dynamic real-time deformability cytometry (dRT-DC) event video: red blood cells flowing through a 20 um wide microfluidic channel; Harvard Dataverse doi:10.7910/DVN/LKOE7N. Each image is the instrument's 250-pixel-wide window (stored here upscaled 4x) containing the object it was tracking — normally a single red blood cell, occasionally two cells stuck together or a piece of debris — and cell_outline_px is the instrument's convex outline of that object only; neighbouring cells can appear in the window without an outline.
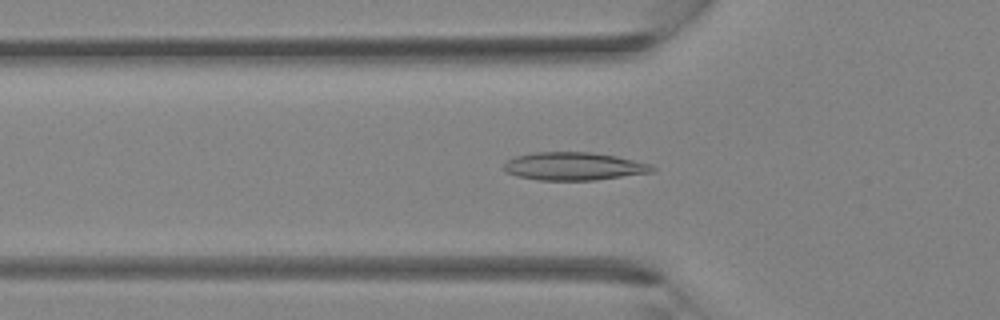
{"species": "Egyptian fruit bat (a non-hibernating species)", "species_latin": "Rousettus aegyptiacus", "temperature_condition": "room temperature", "stored_images_in_passage": 32, "camera_frame_rate_fps": 3000, "um_per_image_px": 0.085, "animal": {"sex": "female"}, "frame": {"image": 1, "passage_image": 7, "time_ms": 2.0, "image_size_px": [1000, 320], "cell_outline_px": [[656, 168], [652, 172], [596, 180], [540, 180], [516, 176], [508, 172], [504, 168], [504, 164], [508, 160], [516, 156], [532, 152], [592, 152], [616, 156], [652, 164]], "centroid_in_image_um": [48.8, 14.13], "position_along_channel_um": 77.0, "area_um2": 24.16}}
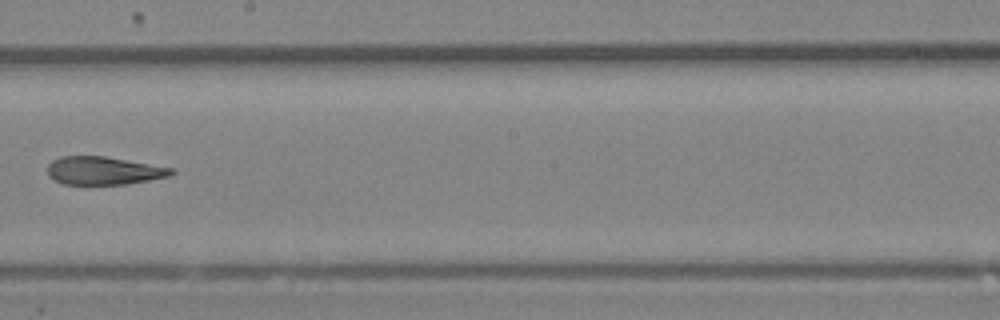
{"frame": {"image": 2, "passage_image": 16, "time_ms": 5.0, "image_size_px": [1000, 320], "cell_outline_px": [[176, 172], [168, 176], [128, 184], [64, 184], [48, 176], [48, 164], [52, 160], [60, 156], [104, 156], [172, 168]], "centroid_in_image_um": [8.78, 14.5], "position_along_channel_um": 239.4, "area_um2": 20.06}}
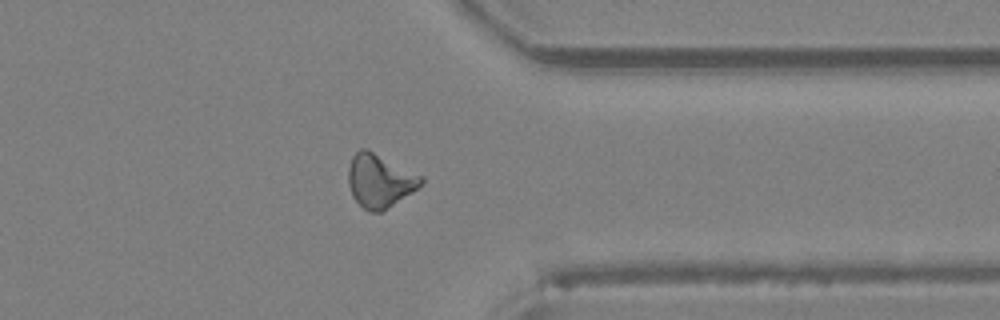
{"frame": {"image": 3, "passage_image": 24, "time_ms": 7.667, "image_size_px": [1000, 320], "cell_outline_px": [[424, 180], [412, 192], [380, 212], [368, 212], [352, 196], [348, 184], [348, 168], [352, 156], [360, 148], [368, 148], [424, 176]], "centroid_in_image_um": [32.26, 15.32], "position_along_channel_um": 379.1, "area_um2": 22.72}}